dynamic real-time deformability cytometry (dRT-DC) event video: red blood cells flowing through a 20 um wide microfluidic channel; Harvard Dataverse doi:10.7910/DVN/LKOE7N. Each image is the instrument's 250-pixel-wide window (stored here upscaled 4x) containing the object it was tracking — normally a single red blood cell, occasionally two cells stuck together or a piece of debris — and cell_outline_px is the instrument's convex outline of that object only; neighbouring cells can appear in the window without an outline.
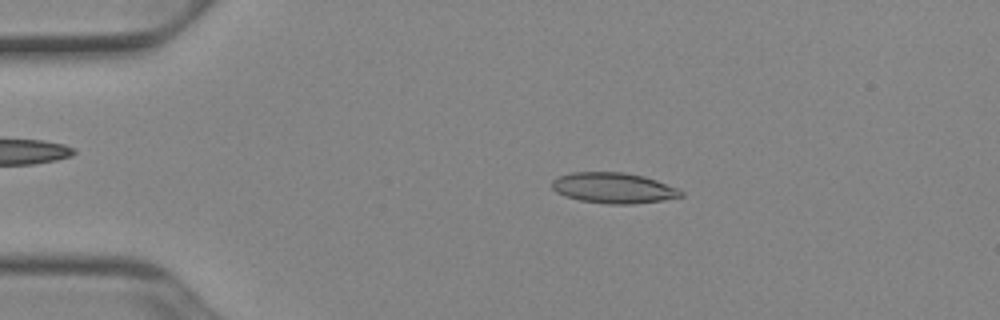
{"species": "Egyptian fruit bat (a non-hibernating species)", "species_latin": "Rousettus aegyptiacus", "temperature_condition": "cold", "stored_images_in_passage": 51, "camera_frame_rate_fps": 3000, "um_per_image_px": 0.085, "animal": {"sex": "female"}, "frame": {"image": 1, "passage_image": 10, "time_ms": 3.0, "image_size_px": [1000, 320], "cell_outline_px": [[684, 196], [664, 200], [628, 204], [608, 204], [580, 200], [564, 196], [556, 192], [552, 188], [552, 180], [560, 176], [572, 172], [624, 172], [644, 176], [680, 188], [684, 192]], "centroid_in_image_um": [52.18, 15.97], "position_along_channel_um": 32.8, "area_um2": 23.12}}
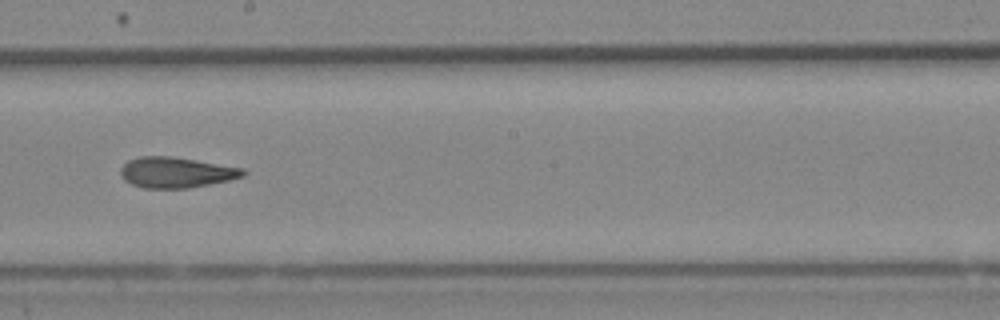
{"frame": {"image": 2, "passage_image": 29, "time_ms": 9.333, "image_size_px": [1000, 320], "cell_outline_px": [[248, 172], [244, 176], [228, 180], [188, 188], [144, 188], [132, 184], [124, 180], [120, 172], [120, 168], [128, 160], [140, 156], [172, 156], [244, 168]], "centroid_in_image_um": [14.97, 14.65], "position_along_channel_um": 233.2, "area_um2": 21.85}}
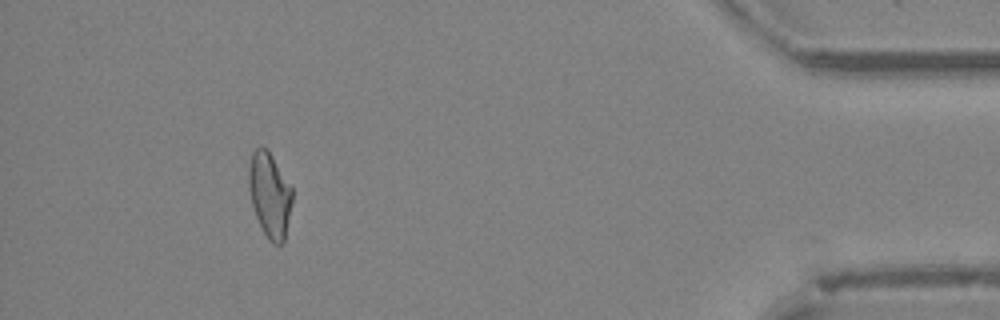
{"frame": {"image": 3, "passage_image": 47, "time_ms": 15.333, "image_size_px": [1000, 320], "cell_outline_px": [[292, 200], [284, 240], [280, 244], [272, 244], [268, 240], [256, 216], [252, 204], [248, 184], [248, 168], [252, 152], [256, 148], [268, 148], [292, 188]], "centroid_in_image_um": [22.91, 16.54], "position_along_channel_um": 412.3, "area_um2": 21.33}, "authors_computed_cell_mechanics": {"area_um2": 21.964, "velocity_mm_per_s": 3.93, "shape_relaxation_time_tau1_ms": null, "shape_relaxation_time_tau2_ms": 3.8273, "deformation_change_tau1": null, "deformation_change_tau2": 0.1189}}